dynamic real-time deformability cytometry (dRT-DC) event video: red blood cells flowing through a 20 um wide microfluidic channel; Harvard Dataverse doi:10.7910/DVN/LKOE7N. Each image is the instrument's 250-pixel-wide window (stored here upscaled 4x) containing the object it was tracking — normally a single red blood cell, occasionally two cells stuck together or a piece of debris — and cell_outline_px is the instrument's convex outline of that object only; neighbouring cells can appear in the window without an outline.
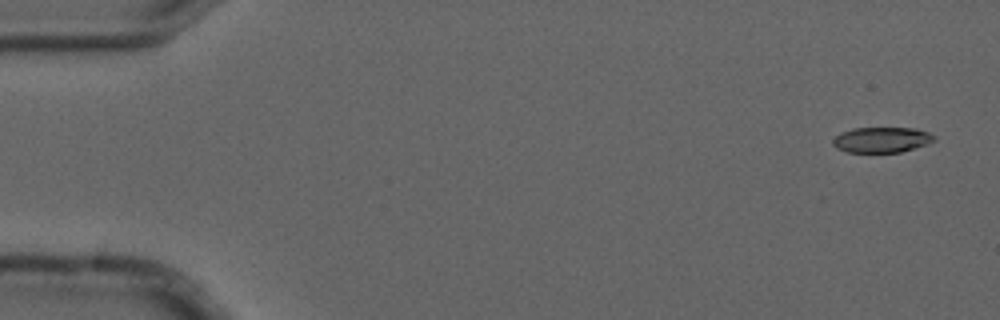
{"species": "common noctule bat (a hibernating species)", "species_latin": "Nyctalus noctula", "temperature_condition": "cold", "stored_images_in_passage": 6, "camera_frame_rate_fps": 3000, "um_per_image_px": 0.085, "animal": {"sex": "male", "forearm_length_mm": 52.5}, "frame": {"image": 1, "passage_image": 1, "time_ms": 0.0, "image_size_px": [1000, 320], "cell_outline_px": [[936, 140], [928, 144], [900, 152], [848, 152], [836, 148], [832, 144], [832, 140], [840, 132], [852, 128], [916, 128], [928, 132], [936, 136]], "centroid_in_image_um": [74.95, 11.87], "position_along_channel_um": 10.1, "area_um2": 15.14}}
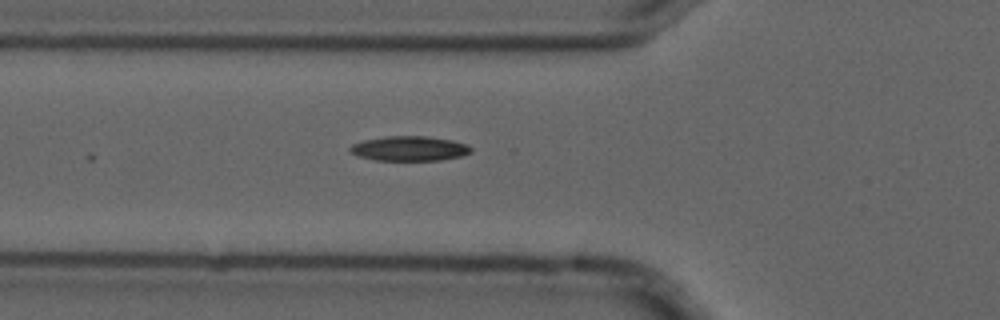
{"frame": {"image": 2, "passage_image": 6, "time_ms": 1.667, "image_size_px": [1000, 320], "cell_outline_px": [[472, 152], [460, 156], [440, 160], [376, 160], [360, 156], [352, 152], [348, 148], [352, 144], [364, 140], [384, 136], [428, 136], [452, 140], [468, 144], [472, 148]], "centroid_in_image_um": [34.83, 12.61], "position_along_channel_um": 91.0, "area_um2": 17.4}}